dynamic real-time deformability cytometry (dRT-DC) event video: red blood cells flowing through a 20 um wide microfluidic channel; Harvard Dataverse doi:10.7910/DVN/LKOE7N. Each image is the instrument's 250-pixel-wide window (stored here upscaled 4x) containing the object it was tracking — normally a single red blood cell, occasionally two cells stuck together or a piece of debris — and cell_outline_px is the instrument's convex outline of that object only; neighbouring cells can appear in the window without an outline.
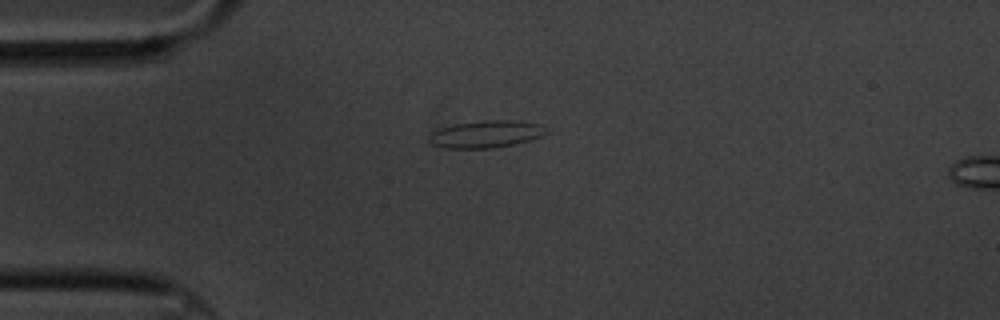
{"species": "common noctule bat (a hibernating species)", "species_latin": "Nyctalus noctula", "temperature_condition": "cold", "stored_images_in_passage": 2, "camera_frame_rate_fps": 3000, "um_per_image_px": 0.085, "animal": {"sex": "male", "body_mass_g": 20.1, "forearm_length_mm": 53.5}, "frame": {"image": 1, "passage_image": 1, "time_ms": 0.0, "image_size_px": [1000, 320], "cell_outline_px": [[548, 132], [540, 136], [528, 140], [512, 144], [492, 148], [444, 148], [428, 144], [428, 136], [432, 132], [440, 128], [456, 124], [484, 120], [512, 120], [540, 124]], "centroid_in_image_um": [41.24, 11.4], "position_along_channel_um": 43.8, "area_um2": 18.44}}